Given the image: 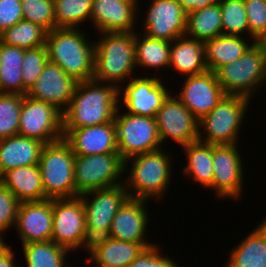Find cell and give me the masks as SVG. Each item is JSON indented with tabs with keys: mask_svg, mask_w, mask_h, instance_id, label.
Instances as JSON below:
<instances>
[{
	"mask_svg": "<svg viewBox=\"0 0 266 267\" xmlns=\"http://www.w3.org/2000/svg\"><path fill=\"white\" fill-rule=\"evenodd\" d=\"M74 174L77 196L111 188L124 184V160L119 153L75 155Z\"/></svg>",
	"mask_w": 266,
	"mask_h": 267,
	"instance_id": "obj_9",
	"label": "cell"
},
{
	"mask_svg": "<svg viewBox=\"0 0 266 267\" xmlns=\"http://www.w3.org/2000/svg\"><path fill=\"white\" fill-rule=\"evenodd\" d=\"M187 164L183 168V174L189 176L195 183L203 188H212L214 169L212 159V144L199 140L183 146Z\"/></svg>",
	"mask_w": 266,
	"mask_h": 267,
	"instance_id": "obj_29",
	"label": "cell"
},
{
	"mask_svg": "<svg viewBox=\"0 0 266 267\" xmlns=\"http://www.w3.org/2000/svg\"><path fill=\"white\" fill-rule=\"evenodd\" d=\"M161 144L167 139L183 146L199 138V121L176 97L170 94L155 116Z\"/></svg>",
	"mask_w": 266,
	"mask_h": 267,
	"instance_id": "obj_13",
	"label": "cell"
},
{
	"mask_svg": "<svg viewBox=\"0 0 266 267\" xmlns=\"http://www.w3.org/2000/svg\"><path fill=\"white\" fill-rule=\"evenodd\" d=\"M74 162L75 154L63 138L44 145L38 165L48 199L77 196Z\"/></svg>",
	"mask_w": 266,
	"mask_h": 267,
	"instance_id": "obj_5",
	"label": "cell"
},
{
	"mask_svg": "<svg viewBox=\"0 0 266 267\" xmlns=\"http://www.w3.org/2000/svg\"><path fill=\"white\" fill-rule=\"evenodd\" d=\"M143 36V37H141ZM171 42L135 32L136 67L161 69L170 65Z\"/></svg>",
	"mask_w": 266,
	"mask_h": 267,
	"instance_id": "obj_32",
	"label": "cell"
},
{
	"mask_svg": "<svg viewBox=\"0 0 266 267\" xmlns=\"http://www.w3.org/2000/svg\"><path fill=\"white\" fill-rule=\"evenodd\" d=\"M157 243L145 248L128 267H179L175 261L162 255L161 247Z\"/></svg>",
	"mask_w": 266,
	"mask_h": 267,
	"instance_id": "obj_42",
	"label": "cell"
},
{
	"mask_svg": "<svg viewBox=\"0 0 266 267\" xmlns=\"http://www.w3.org/2000/svg\"><path fill=\"white\" fill-rule=\"evenodd\" d=\"M47 31L33 22L21 20L0 33V41L10 46L33 49L45 45Z\"/></svg>",
	"mask_w": 266,
	"mask_h": 267,
	"instance_id": "obj_34",
	"label": "cell"
},
{
	"mask_svg": "<svg viewBox=\"0 0 266 267\" xmlns=\"http://www.w3.org/2000/svg\"><path fill=\"white\" fill-rule=\"evenodd\" d=\"M119 110L120 107L116 111L114 123L117 151L124 161L138 154L161 149L155 118L128 112L120 114Z\"/></svg>",
	"mask_w": 266,
	"mask_h": 267,
	"instance_id": "obj_10",
	"label": "cell"
},
{
	"mask_svg": "<svg viewBox=\"0 0 266 267\" xmlns=\"http://www.w3.org/2000/svg\"><path fill=\"white\" fill-rule=\"evenodd\" d=\"M23 20L40 25L47 32L56 28L54 0H21Z\"/></svg>",
	"mask_w": 266,
	"mask_h": 267,
	"instance_id": "obj_38",
	"label": "cell"
},
{
	"mask_svg": "<svg viewBox=\"0 0 266 267\" xmlns=\"http://www.w3.org/2000/svg\"><path fill=\"white\" fill-rule=\"evenodd\" d=\"M144 35L172 42L186 33L187 13L176 0H150Z\"/></svg>",
	"mask_w": 266,
	"mask_h": 267,
	"instance_id": "obj_17",
	"label": "cell"
},
{
	"mask_svg": "<svg viewBox=\"0 0 266 267\" xmlns=\"http://www.w3.org/2000/svg\"><path fill=\"white\" fill-rule=\"evenodd\" d=\"M171 159L168 152L165 153L162 148L126 159L124 161L125 173L130 168L129 161L133 163L129 176L124 180L129 197L145 200L154 197L157 200L164 198V192L169 189L170 180H172Z\"/></svg>",
	"mask_w": 266,
	"mask_h": 267,
	"instance_id": "obj_4",
	"label": "cell"
},
{
	"mask_svg": "<svg viewBox=\"0 0 266 267\" xmlns=\"http://www.w3.org/2000/svg\"><path fill=\"white\" fill-rule=\"evenodd\" d=\"M53 199L24 201L16 217V231L22 244L49 241L52 236Z\"/></svg>",
	"mask_w": 266,
	"mask_h": 267,
	"instance_id": "obj_19",
	"label": "cell"
},
{
	"mask_svg": "<svg viewBox=\"0 0 266 267\" xmlns=\"http://www.w3.org/2000/svg\"><path fill=\"white\" fill-rule=\"evenodd\" d=\"M236 144L212 145L214 176L212 189L217 197H241L244 182L242 157Z\"/></svg>",
	"mask_w": 266,
	"mask_h": 267,
	"instance_id": "obj_14",
	"label": "cell"
},
{
	"mask_svg": "<svg viewBox=\"0 0 266 267\" xmlns=\"http://www.w3.org/2000/svg\"><path fill=\"white\" fill-rule=\"evenodd\" d=\"M221 8L222 34L248 35V21L244 0H218Z\"/></svg>",
	"mask_w": 266,
	"mask_h": 267,
	"instance_id": "obj_37",
	"label": "cell"
},
{
	"mask_svg": "<svg viewBox=\"0 0 266 267\" xmlns=\"http://www.w3.org/2000/svg\"><path fill=\"white\" fill-rule=\"evenodd\" d=\"M80 197L85 209L89 249L94 242L109 237L113 218L129 195L124 184H120L111 188L92 190L81 194Z\"/></svg>",
	"mask_w": 266,
	"mask_h": 267,
	"instance_id": "obj_8",
	"label": "cell"
},
{
	"mask_svg": "<svg viewBox=\"0 0 266 267\" xmlns=\"http://www.w3.org/2000/svg\"><path fill=\"white\" fill-rule=\"evenodd\" d=\"M0 183L20 201H42L45 196L38 164L10 169L0 176Z\"/></svg>",
	"mask_w": 266,
	"mask_h": 267,
	"instance_id": "obj_25",
	"label": "cell"
},
{
	"mask_svg": "<svg viewBox=\"0 0 266 267\" xmlns=\"http://www.w3.org/2000/svg\"><path fill=\"white\" fill-rule=\"evenodd\" d=\"M261 49L263 50V53L265 54L266 56V34H264L258 41H256Z\"/></svg>",
	"mask_w": 266,
	"mask_h": 267,
	"instance_id": "obj_46",
	"label": "cell"
},
{
	"mask_svg": "<svg viewBox=\"0 0 266 267\" xmlns=\"http://www.w3.org/2000/svg\"><path fill=\"white\" fill-rule=\"evenodd\" d=\"M93 0H54L56 28H79L90 21Z\"/></svg>",
	"mask_w": 266,
	"mask_h": 267,
	"instance_id": "obj_35",
	"label": "cell"
},
{
	"mask_svg": "<svg viewBox=\"0 0 266 267\" xmlns=\"http://www.w3.org/2000/svg\"><path fill=\"white\" fill-rule=\"evenodd\" d=\"M244 36H217L204 42L205 62L207 70L215 72L219 67L239 59L253 44L245 40Z\"/></svg>",
	"mask_w": 266,
	"mask_h": 267,
	"instance_id": "obj_28",
	"label": "cell"
},
{
	"mask_svg": "<svg viewBox=\"0 0 266 267\" xmlns=\"http://www.w3.org/2000/svg\"><path fill=\"white\" fill-rule=\"evenodd\" d=\"M147 200L128 197L116 212L109 237L126 242L140 243L148 248L153 243L145 241L148 225ZM148 242V243H147Z\"/></svg>",
	"mask_w": 266,
	"mask_h": 267,
	"instance_id": "obj_20",
	"label": "cell"
},
{
	"mask_svg": "<svg viewBox=\"0 0 266 267\" xmlns=\"http://www.w3.org/2000/svg\"><path fill=\"white\" fill-rule=\"evenodd\" d=\"M181 93L175 95L200 121L226 95L217 81L215 72L207 70L201 74L187 76Z\"/></svg>",
	"mask_w": 266,
	"mask_h": 267,
	"instance_id": "obj_18",
	"label": "cell"
},
{
	"mask_svg": "<svg viewBox=\"0 0 266 267\" xmlns=\"http://www.w3.org/2000/svg\"><path fill=\"white\" fill-rule=\"evenodd\" d=\"M249 103L250 99L247 97L225 95L218 105L199 121L198 140L212 145L238 144L239 131ZM201 128L205 130L203 133Z\"/></svg>",
	"mask_w": 266,
	"mask_h": 267,
	"instance_id": "obj_7",
	"label": "cell"
},
{
	"mask_svg": "<svg viewBox=\"0 0 266 267\" xmlns=\"http://www.w3.org/2000/svg\"><path fill=\"white\" fill-rule=\"evenodd\" d=\"M48 61L46 46L33 49H25L22 65L23 95L35 84Z\"/></svg>",
	"mask_w": 266,
	"mask_h": 267,
	"instance_id": "obj_39",
	"label": "cell"
},
{
	"mask_svg": "<svg viewBox=\"0 0 266 267\" xmlns=\"http://www.w3.org/2000/svg\"><path fill=\"white\" fill-rule=\"evenodd\" d=\"M182 76H192L207 71L204 42L187 35L177 37L171 42L170 65Z\"/></svg>",
	"mask_w": 266,
	"mask_h": 267,
	"instance_id": "obj_26",
	"label": "cell"
},
{
	"mask_svg": "<svg viewBox=\"0 0 266 267\" xmlns=\"http://www.w3.org/2000/svg\"><path fill=\"white\" fill-rule=\"evenodd\" d=\"M80 29L55 28L47 32L45 43L48 60L78 82L93 80L95 59V43Z\"/></svg>",
	"mask_w": 266,
	"mask_h": 267,
	"instance_id": "obj_2",
	"label": "cell"
},
{
	"mask_svg": "<svg viewBox=\"0 0 266 267\" xmlns=\"http://www.w3.org/2000/svg\"><path fill=\"white\" fill-rule=\"evenodd\" d=\"M44 145L38 139L21 135L0 139V176L13 168L38 164Z\"/></svg>",
	"mask_w": 266,
	"mask_h": 267,
	"instance_id": "obj_23",
	"label": "cell"
},
{
	"mask_svg": "<svg viewBox=\"0 0 266 267\" xmlns=\"http://www.w3.org/2000/svg\"><path fill=\"white\" fill-rule=\"evenodd\" d=\"M4 238L0 236V247L4 244Z\"/></svg>",
	"mask_w": 266,
	"mask_h": 267,
	"instance_id": "obj_47",
	"label": "cell"
},
{
	"mask_svg": "<svg viewBox=\"0 0 266 267\" xmlns=\"http://www.w3.org/2000/svg\"><path fill=\"white\" fill-rule=\"evenodd\" d=\"M20 201L0 183V236L16 223Z\"/></svg>",
	"mask_w": 266,
	"mask_h": 267,
	"instance_id": "obj_41",
	"label": "cell"
},
{
	"mask_svg": "<svg viewBox=\"0 0 266 267\" xmlns=\"http://www.w3.org/2000/svg\"><path fill=\"white\" fill-rule=\"evenodd\" d=\"M249 38L254 42L266 34V1L244 0Z\"/></svg>",
	"mask_w": 266,
	"mask_h": 267,
	"instance_id": "obj_40",
	"label": "cell"
},
{
	"mask_svg": "<svg viewBox=\"0 0 266 267\" xmlns=\"http://www.w3.org/2000/svg\"><path fill=\"white\" fill-rule=\"evenodd\" d=\"M25 49L0 41V93L23 95L22 65Z\"/></svg>",
	"mask_w": 266,
	"mask_h": 267,
	"instance_id": "obj_31",
	"label": "cell"
},
{
	"mask_svg": "<svg viewBox=\"0 0 266 267\" xmlns=\"http://www.w3.org/2000/svg\"><path fill=\"white\" fill-rule=\"evenodd\" d=\"M144 249L145 247L140 243L108 237L89 246L88 262H95L97 267H128Z\"/></svg>",
	"mask_w": 266,
	"mask_h": 267,
	"instance_id": "obj_24",
	"label": "cell"
},
{
	"mask_svg": "<svg viewBox=\"0 0 266 267\" xmlns=\"http://www.w3.org/2000/svg\"><path fill=\"white\" fill-rule=\"evenodd\" d=\"M190 38L208 41L222 35V20L220 3L187 13L186 33Z\"/></svg>",
	"mask_w": 266,
	"mask_h": 267,
	"instance_id": "obj_30",
	"label": "cell"
},
{
	"mask_svg": "<svg viewBox=\"0 0 266 267\" xmlns=\"http://www.w3.org/2000/svg\"><path fill=\"white\" fill-rule=\"evenodd\" d=\"M118 87L95 80L78 82L66 111L63 129L101 125L115 120L119 106Z\"/></svg>",
	"mask_w": 266,
	"mask_h": 267,
	"instance_id": "obj_1",
	"label": "cell"
},
{
	"mask_svg": "<svg viewBox=\"0 0 266 267\" xmlns=\"http://www.w3.org/2000/svg\"><path fill=\"white\" fill-rule=\"evenodd\" d=\"M27 267H67L65 258L69 249L53 241H40L22 244Z\"/></svg>",
	"mask_w": 266,
	"mask_h": 267,
	"instance_id": "obj_33",
	"label": "cell"
},
{
	"mask_svg": "<svg viewBox=\"0 0 266 267\" xmlns=\"http://www.w3.org/2000/svg\"><path fill=\"white\" fill-rule=\"evenodd\" d=\"M11 248L6 243L0 247V267H19L14 261L15 257Z\"/></svg>",
	"mask_w": 266,
	"mask_h": 267,
	"instance_id": "obj_45",
	"label": "cell"
},
{
	"mask_svg": "<svg viewBox=\"0 0 266 267\" xmlns=\"http://www.w3.org/2000/svg\"><path fill=\"white\" fill-rule=\"evenodd\" d=\"M18 135L35 138L45 144L61 140L62 113L51 104L24 95Z\"/></svg>",
	"mask_w": 266,
	"mask_h": 267,
	"instance_id": "obj_12",
	"label": "cell"
},
{
	"mask_svg": "<svg viewBox=\"0 0 266 267\" xmlns=\"http://www.w3.org/2000/svg\"><path fill=\"white\" fill-rule=\"evenodd\" d=\"M51 241L70 251L85 248L88 240L84 204L80 196L53 199Z\"/></svg>",
	"mask_w": 266,
	"mask_h": 267,
	"instance_id": "obj_11",
	"label": "cell"
},
{
	"mask_svg": "<svg viewBox=\"0 0 266 267\" xmlns=\"http://www.w3.org/2000/svg\"><path fill=\"white\" fill-rule=\"evenodd\" d=\"M63 139L75 155L118 153L114 121L101 125L63 129Z\"/></svg>",
	"mask_w": 266,
	"mask_h": 267,
	"instance_id": "obj_22",
	"label": "cell"
},
{
	"mask_svg": "<svg viewBox=\"0 0 266 267\" xmlns=\"http://www.w3.org/2000/svg\"><path fill=\"white\" fill-rule=\"evenodd\" d=\"M215 74L226 95L250 99L266 82V56L260 45L253 42L239 59L219 67Z\"/></svg>",
	"mask_w": 266,
	"mask_h": 267,
	"instance_id": "obj_6",
	"label": "cell"
},
{
	"mask_svg": "<svg viewBox=\"0 0 266 267\" xmlns=\"http://www.w3.org/2000/svg\"><path fill=\"white\" fill-rule=\"evenodd\" d=\"M23 20L21 0H0V33Z\"/></svg>",
	"mask_w": 266,
	"mask_h": 267,
	"instance_id": "obj_43",
	"label": "cell"
},
{
	"mask_svg": "<svg viewBox=\"0 0 266 267\" xmlns=\"http://www.w3.org/2000/svg\"><path fill=\"white\" fill-rule=\"evenodd\" d=\"M77 84L78 81L74 77L48 60L26 95L53 105L63 114L70 104Z\"/></svg>",
	"mask_w": 266,
	"mask_h": 267,
	"instance_id": "obj_16",
	"label": "cell"
},
{
	"mask_svg": "<svg viewBox=\"0 0 266 267\" xmlns=\"http://www.w3.org/2000/svg\"><path fill=\"white\" fill-rule=\"evenodd\" d=\"M227 267H266V218L233 247Z\"/></svg>",
	"mask_w": 266,
	"mask_h": 267,
	"instance_id": "obj_27",
	"label": "cell"
},
{
	"mask_svg": "<svg viewBox=\"0 0 266 267\" xmlns=\"http://www.w3.org/2000/svg\"><path fill=\"white\" fill-rule=\"evenodd\" d=\"M138 1L93 0L90 21H92L98 33L135 32L134 26L137 22L135 18L139 8Z\"/></svg>",
	"mask_w": 266,
	"mask_h": 267,
	"instance_id": "obj_21",
	"label": "cell"
},
{
	"mask_svg": "<svg viewBox=\"0 0 266 267\" xmlns=\"http://www.w3.org/2000/svg\"><path fill=\"white\" fill-rule=\"evenodd\" d=\"M23 96L0 93V139L18 135Z\"/></svg>",
	"mask_w": 266,
	"mask_h": 267,
	"instance_id": "obj_36",
	"label": "cell"
},
{
	"mask_svg": "<svg viewBox=\"0 0 266 267\" xmlns=\"http://www.w3.org/2000/svg\"><path fill=\"white\" fill-rule=\"evenodd\" d=\"M161 80L163 79L159 77L134 75L126 86L118 88L119 104L123 101L126 112L130 114L155 118L157 111L171 94Z\"/></svg>",
	"mask_w": 266,
	"mask_h": 267,
	"instance_id": "obj_15",
	"label": "cell"
},
{
	"mask_svg": "<svg viewBox=\"0 0 266 267\" xmlns=\"http://www.w3.org/2000/svg\"><path fill=\"white\" fill-rule=\"evenodd\" d=\"M95 42L93 80L117 84L134 77L135 32H103ZM132 75V77H131Z\"/></svg>",
	"mask_w": 266,
	"mask_h": 267,
	"instance_id": "obj_3",
	"label": "cell"
},
{
	"mask_svg": "<svg viewBox=\"0 0 266 267\" xmlns=\"http://www.w3.org/2000/svg\"><path fill=\"white\" fill-rule=\"evenodd\" d=\"M183 8V10L188 13L197 9L207 7L213 3L218 2V0H176Z\"/></svg>",
	"mask_w": 266,
	"mask_h": 267,
	"instance_id": "obj_44",
	"label": "cell"
}]
</instances>
